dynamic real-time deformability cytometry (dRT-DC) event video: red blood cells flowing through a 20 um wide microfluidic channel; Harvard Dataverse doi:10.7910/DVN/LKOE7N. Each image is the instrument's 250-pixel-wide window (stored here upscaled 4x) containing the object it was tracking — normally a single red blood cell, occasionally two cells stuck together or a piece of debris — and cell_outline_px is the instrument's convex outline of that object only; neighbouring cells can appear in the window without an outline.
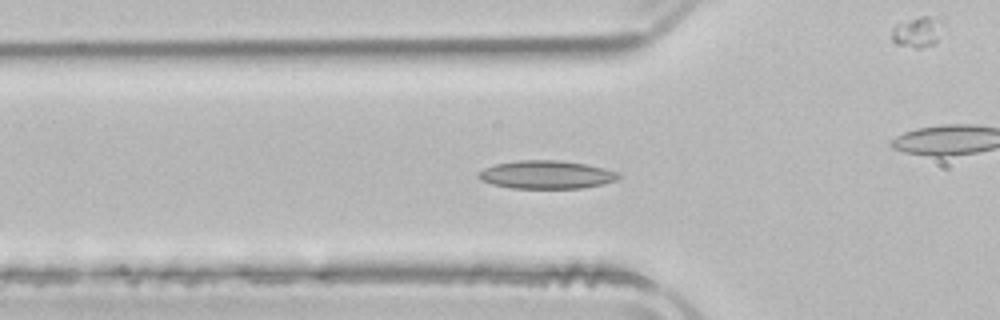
{"species": "common noctule bat (a hibernating species)", "species_latin": "Nyctalus noctula", "temperature_condition": "room temperature", "stored_images_in_passage": 52, "camera_frame_rate_fps": 3000, "um_per_image_px": 0.085, "animal": {"sex": "male", "body_mass_g": 21.5, "forearm_length_mm": 52.0}, "frame": {"image": 1, "passage_image": 17, "time_ms": 5.333, "image_size_px": [1000, 320], "cell_outline_px": [[620, 180], [580, 188], [512, 188], [492, 184], [480, 180], [476, 176], [476, 172], [484, 168], [496, 164], [516, 160], [560, 160], [584, 164], [604, 168], [616, 172], [620, 176]], "centroid_in_image_um": [46.39, 14.84], "position_along_channel_um": 79.4, "area_um2": 23.0}}
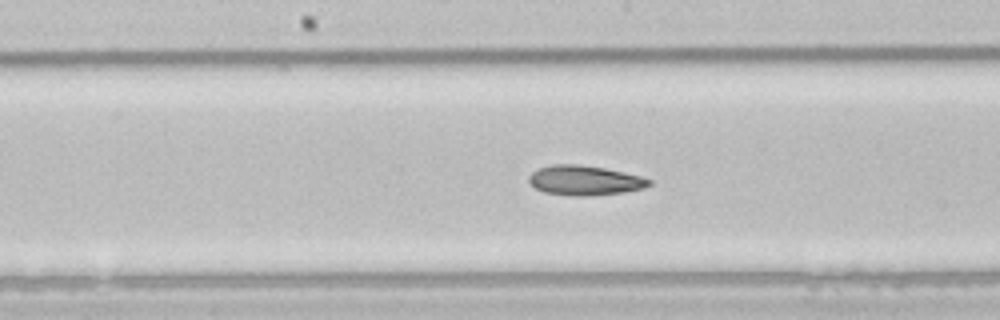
{"frame": {"image": 2, "passage_image": 26, "time_ms": 8.333, "image_size_px": [1000, 320], "cell_outline_px": [[652, 184], [644, 188], [624, 192], [588, 196], [576, 196], [544, 192], [536, 188], [528, 180], [528, 176], [532, 172], [540, 168], [552, 164], [576, 164], [604, 168], [640, 176], [652, 180]], "centroid_in_image_um": [49.7, 15.33], "position_along_channel_um": 198.5, "area_um2": 20.69}}
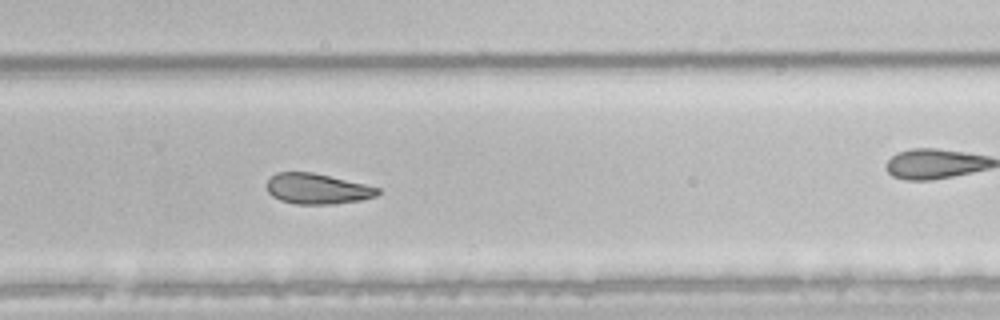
{"frame": {"image": 3, "passage_image": 34, "time_ms": 11.0, "image_size_px": [1000, 320], "cell_outline_px": [[380, 192], [376, 196], [360, 200], [332, 204], [296, 204], [280, 200], [272, 196], [268, 192], [268, 180], [276, 172], [312, 172], [364, 184], [380, 188]], "centroid_in_image_um": [26.96, 16.05], "position_along_channel_um": 302.8, "area_um2": 19.54}, "authors_computed_cell_mechanics": {"area_um2": 22.1374, "velocity_mm_per_s": 3.9363, "shape_relaxation_time_tau1_ms": 9.3313, "shape_relaxation_time_tau2_ms": 6.1958, "deformation_change_tau1": 0.1685, "deformation_change_tau2": 0.1304}}